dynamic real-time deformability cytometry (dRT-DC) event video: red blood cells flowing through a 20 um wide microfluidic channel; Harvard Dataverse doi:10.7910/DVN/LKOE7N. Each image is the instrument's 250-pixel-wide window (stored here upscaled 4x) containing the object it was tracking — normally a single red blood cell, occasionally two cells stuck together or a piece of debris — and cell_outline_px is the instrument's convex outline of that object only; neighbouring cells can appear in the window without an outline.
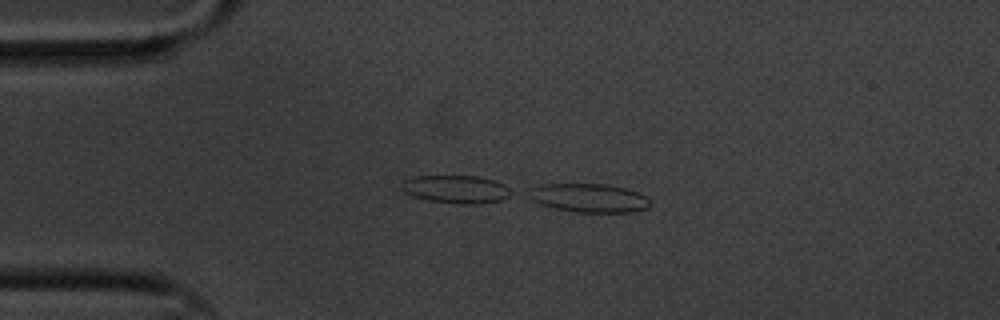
{"species": "common noctule bat (a hibernating species)", "species_latin": "Nyctalus noctula", "temperature_condition": "cold", "stored_images_in_passage": 13, "camera_frame_rate_fps": 3000, "um_per_image_px": 0.085, "animal": {"sex": "male", "body_mass_g": 20.1, "forearm_length_mm": 53.5}, "frame": {"image": 1, "passage_image": 13, "time_ms": 4.0, "image_size_px": [1000, 320], "cell_outline_px": [[652, 204], [648, 208], [632, 212], [576, 212], [556, 208], [540, 204], [532, 200], [524, 192], [532, 188], [544, 184], [608, 184], [628, 188], [648, 196], [652, 200]], "centroid_in_image_um": [50.12, 16.82], "position_along_channel_um": 34.9, "area_um2": 20.63}}